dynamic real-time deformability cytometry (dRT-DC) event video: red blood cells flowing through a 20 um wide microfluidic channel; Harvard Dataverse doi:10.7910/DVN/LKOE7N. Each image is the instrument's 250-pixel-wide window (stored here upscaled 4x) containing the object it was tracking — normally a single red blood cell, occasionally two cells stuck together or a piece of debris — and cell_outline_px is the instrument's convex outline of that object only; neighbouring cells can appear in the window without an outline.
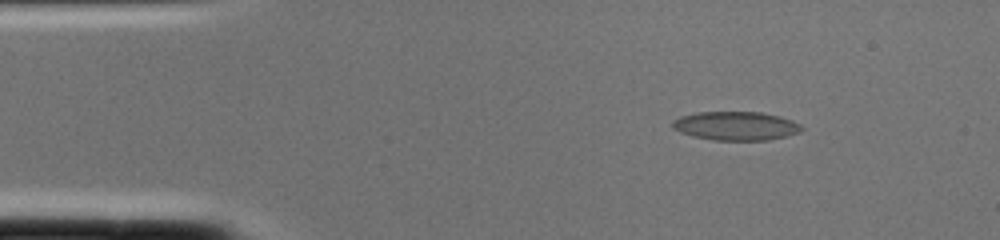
{"species": "common noctule bat (a hibernating species)", "species_latin": "Nyctalus noctula", "temperature_condition": "cold", "stored_images_in_passage": 1, "camera_frame_rate_fps": 3000, "um_per_image_px": 0.085, "animal": {"sex": "female", "body_mass_g": 22.0, "forearm_length_mm": 56.7}, "frame": {"image": 1, "passage_image": 1, "time_ms": 0.0, "image_size_px": [1000, 240], "cell_outline_px": [[804, 128], [800, 132], [768, 140], [712, 140], [692, 136], [680, 132], [672, 128], [672, 120], [680, 116], [696, 112], [760, 112], [780, 116], [792, 120], [800, 124]], "centroid_in_image_um": [62.52, 10.7], "position_along_channel_um": 22.5, "area_um2": 21.73}}